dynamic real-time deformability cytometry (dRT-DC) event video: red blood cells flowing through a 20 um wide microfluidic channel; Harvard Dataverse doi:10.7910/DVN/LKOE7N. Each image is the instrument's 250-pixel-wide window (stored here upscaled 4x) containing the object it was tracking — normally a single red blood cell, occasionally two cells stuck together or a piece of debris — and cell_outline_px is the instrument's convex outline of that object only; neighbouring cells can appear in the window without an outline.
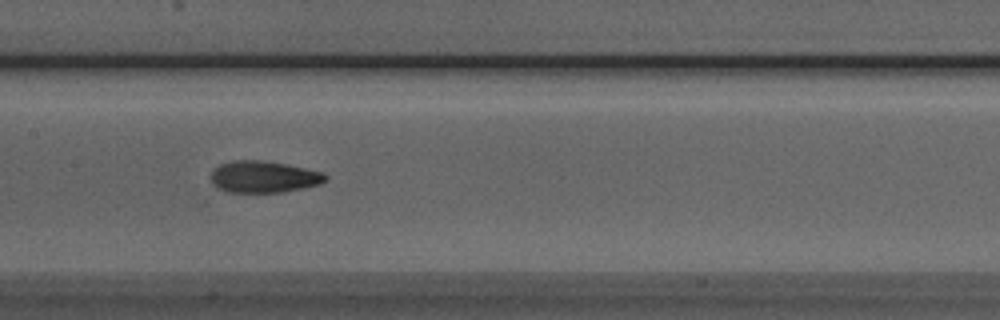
{"species": "Egyptian fruit bat (a non-hibernating species)", "species_latin": "Rousettus aegyptiacus", "temperature_condition": "room temperature", "stored_images_in_passage": 33, "camera_frame_rate_fps": 3000, "um_per_image_px": 0.085, "animal": {"sex": "male"}, "frame": {"image": 1, "passage_image": 12, "time_ms": 3.667, "image_size_px": [1000, 320], "cell_outline_px": [[328, 180], [320, 184], [304, 188], [284, 192], [228, 192], [212, 184], [212, 168], [220, 164], [232, 160], [260, 160], [288, 164], [324, 172], [328, 176]], "centroid_in_image_um": [22.45, 15.02], "position_along_channel_um": 184.9, "area_um2": 21.39}}
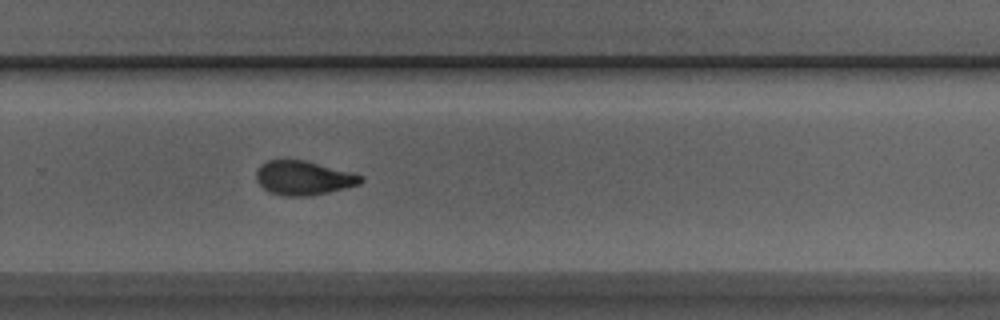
{"frame": {"image": 2, "passage_image": 21, "time_ms": 6.667, "image_size_px": [1000, 320], "cell_outline_px": [[364, 180], [360, 184], [328, 192], [308, 196], [284, 196], [268, 192], [256, 180], [256, 168], [260, 164], [268, 160], [304, 160], [352, 172], [364, 176]], "centroid_in_image_um": [25.78, 15.12], "position_along_channel_um": 304.0, "area_um2": 20.87}}
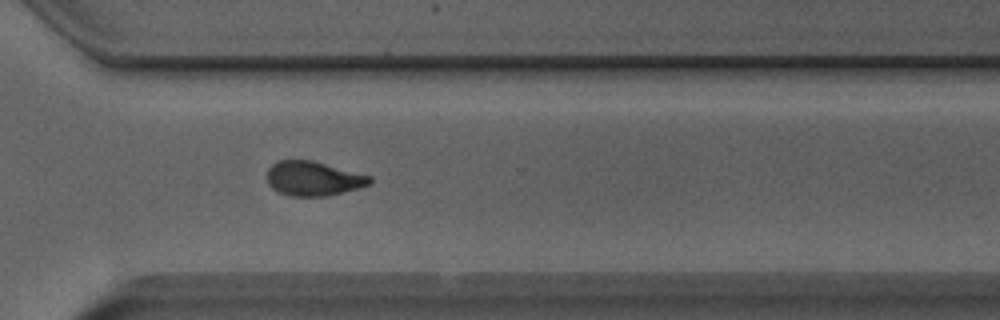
{"frame": {"image": 3, "passage_image": 24, "time_ms": 7.667, "image_size_px": [1000, 320], "cell_outline_px": [[372, 180], [368, 184], [360, 188], [328, 196], [288, 196], [272, 188], [268, 184], [268, 168], [272, 164], [280, 160], [312, 160], [372, 176]], "centroid_in_image_um": [26.64, 15.18], "position_along_channel_um": 344.0, "area_um2": 20.63}, "authors_computed_cell_mechanics": {"area_um2": 20.808, "velocity_mm_per_s": 3.9916, "shape_relaxation_time_tau1_ms": 7.8193, "shape_relaxation_time_tau2_ms": 2.144, "deformation_change_tau1": 0.2214, "deformation_change_tau2": 0.0853}}